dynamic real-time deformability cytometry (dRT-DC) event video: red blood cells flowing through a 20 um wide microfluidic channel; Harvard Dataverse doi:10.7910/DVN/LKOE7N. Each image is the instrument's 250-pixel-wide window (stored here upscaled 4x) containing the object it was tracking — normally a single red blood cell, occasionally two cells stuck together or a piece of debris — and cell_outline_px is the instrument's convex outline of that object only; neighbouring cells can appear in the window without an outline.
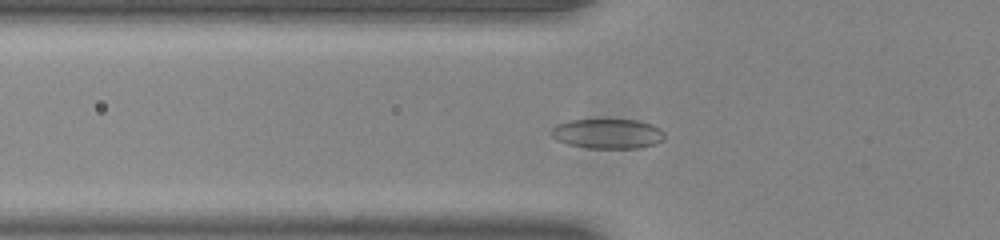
{"species": "common noctule bat (a hibernating species)", "species_latin": "Nyctalus noctula", "temperature_condition": "room temperature", "stored_images_in_passage": 41, "camera_frame_rate_fps": 3000, "um_per_image_px": 0.085, "animal": {"sex": "male", "body_mass_g": 20.0, "forearm_length_mm": 53.3}, "frame": {"image": 1, "passage_image": 10, "time_ms": 3.0, "image_size_px": [1000, 240], "cell_outline_px": [[664, 140], [656, 144], [640, 148], [588, 148], [568, 144], [556, 140], [552, 136], [552, 128], [556, 124], [568, 120], [636, 120], [652, 124], [660, 128], [664, 132]], "centroid_in_image_um": [51.67, 11.37], "position_along_channel_um": 74.1, "area_um2": 19.77}}
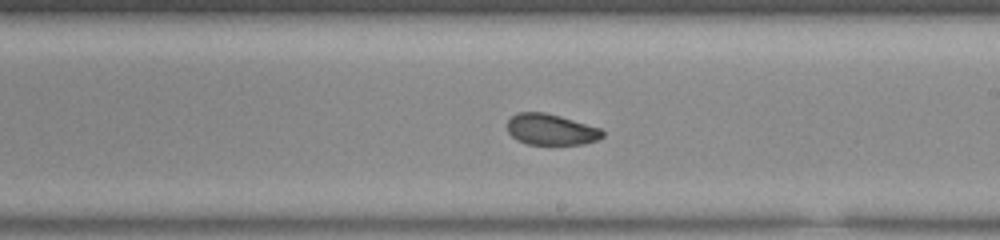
{"frame": {"image": 2, "passage_image": 23, "time_ms": 7.333, "image_size_px": [1000, 240], "cell_outline_px": [[604, 136], [596, 140], [584, 144], [528, 144], [516, 140], [508, 132], [508, 120], [516, 112], [544, 112], [560, 116], [600, 128], [604, 132]], "centroid_in_image_um": [46.82, 11.0], "position_along_channel_um": 242.2, "area_um2": 17.17}}
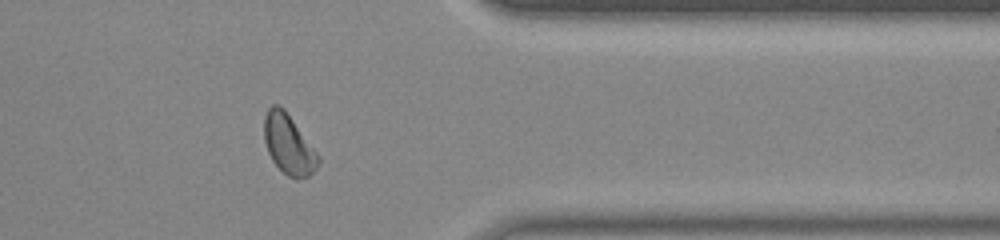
{"frame": {"image": 3, "passage_image": 35, "time_ms": 11.333, "image_size_px": [1000, 240], "cell_outline_px": [[320, 160], [316, 168], [308, 176], [296, 180], [288, 176], [272, 160], [268, 152], [264, 140], [264, 116], [268, 108], [272, 104], [280, 104], [284, 108], [320, 156]], "centroid_in_image_um": [24.52, 12.25], "position_along_channel_um": 386.9, "area_um2": 18.84}}